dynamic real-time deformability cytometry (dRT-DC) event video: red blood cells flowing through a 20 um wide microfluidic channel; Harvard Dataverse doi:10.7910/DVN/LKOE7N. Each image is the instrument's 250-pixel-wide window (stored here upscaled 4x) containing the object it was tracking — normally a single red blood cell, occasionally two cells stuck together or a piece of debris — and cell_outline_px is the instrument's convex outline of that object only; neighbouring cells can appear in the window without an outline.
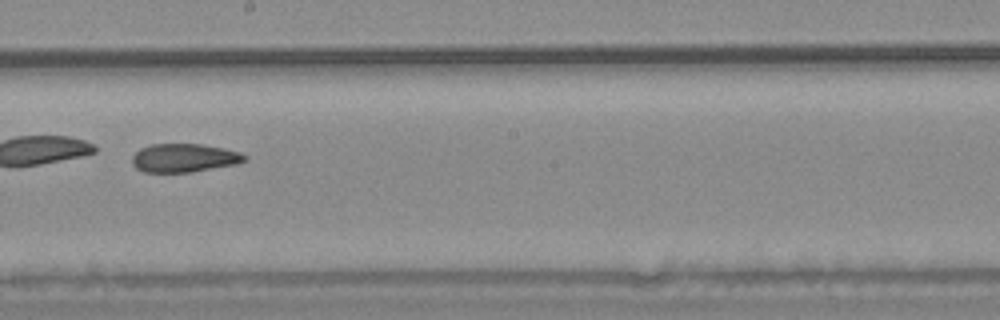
{"species": "common noctule bat (a hibernating species)", "species_latin": "Nyctalus noctula", "temperature_condition": "warm", "stored_images_in_passage": 54, "segment_of_instrument_passage": [2, 2], "camera_frame_rate_fps": 3000, "um_per_image_px": 0.085, "animal": {"sex": "male", "body_mass_g": 20.4}, "frame": {"image": 1, "passage_image": 31, "time_ms": 10.0, "image_size_px": [1000, 320], "cell_outline_px": [[248, 160], [236, 164], [192, 172], [144, 172], [136, 168], [132, 164], [132, 156], [140, 148], [152, 144], [204, 144], [224, 148], [240, 152], [248, 156]], "centroid_in_image_um": [15.67, 13.42], "position_along_channel_um": 232.5, "area_um2": 18.84}}